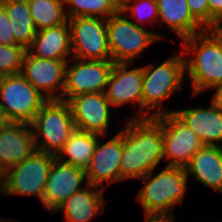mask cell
Returning a JSON list of instances; mask_svg holds the SVG:
<instances>
[{
	"label": "cell",
	"instance_id": "1",
	"mask_svg": "<svg viewBox=\"0 0 222 222\" xmlns=\"http://www.w3.org/2000/svg\"><path fill=\"white\" fill-rule=\"evenodd\" d=\"M127 120L122 129L120 181L144 177L164 158L162 127L153 118Z\"/></svg>",
	"mask_w": 222,
	"mask_h": 222
},
{
	"label": "cell",
	"instance_id": "2",
	"mask_svg": "<svg viewBox=\"0 0 222 222\" xmlns=\"http://www.w3.org/2000/svg\"><path fill=\"white\" fill-rule=\"evenodd\" d=\"M153 172L140 178L147 182L139 190L137 201L145 218L174 219L173 208L183 202L187 189L185 168L166 166L152 178Z\"/></svg>",
	"mask_w": 222,
	"mask_h": 222
},
{
	"label": "cell",
	"instance_id": "3",
	"mask_svg": "<svg viewBox=\"0 0 222 222\" xmlns=\"http://www.w3.org/2000/svg\"><path fill=\"white\" fill-rule=\"evenodd\" d=\"M182 41L185 71L191 80L193 95L222 84V46L219 41L208 30ZM187 54L190 55L188 58L185 57Z\"/></svg>",
	"mask_w": 222,
	"mask_h": 222
},
{
	"label": "cell",
	"instance_id": "4",
	"mask_svg": "<svg viewBox=\"0 0 222 222\" xmlns=\"http://www.w3.org/2000/svg\"><path fill=\"white\" fill-rule=\"evenodd\" d=\"M185 60L182 52L174 54L159 66L143 67L142 119L153 118L170 110H162L165 101L173 92L181 91L184 80ZM152 111V114L150 113Z\"/></svg>",
	"mask_w": 222,
	"mask_h": 222
},
{
	"label": "cell",
	"instance_id": "5",
	"mask_svg": "<svg viewBox=\"0 0 222 222\" xmlns=\"http://www.w3.org/2000/svg\"><path fill=\"white\" fill-rule=\"evenodd\" d=\"M30 126L33 128L35 148L55 156L76 129L70 106L61 99L47 100Z\"/></svg>",
	"mask_w": 222,
	"mask_h": 222
},
{
	"label": "cell",
	"instance_id": "6",
	"mask_svg": "<svg viewBox=\"0 0 222 222\" xmlns=\"http://www.w3.org/2000/svg\"><path fill=\"white\" fill-rule=\"evenodd\" d=\"M122 11L106 19L108 46L114 63H131L141 52L154 42L162 39V35L147 31L143 26H138L122 17Z\"/></svg>",
	"mask_w": 222,
	"mask_h": 222
},
{
	"label": "cell",
	"instance_id": "7",
	"mask_svg": "<svg viewBox=\"0 0 222 222\" xmlns=\"http://www.w3.org/2000/svg\"><path fill=\"white\" fill-rule=\"evenodd\" d=\"M46 101L21 73L1 76L0 106L12 122L30 124Z\"/></svg>",
	"mask_w": 222,
	"mask_h": 222
},
{
	"label": "cell",
	"instance_id": "8",
	"mask_svg": "<svg viewBox=\"0 0 222 222\" xmlns=\"http://www.w3.org/2000/svg\"><path fill=\"white\" fill-rule=\"evenodd\" d=\"M55 155L35 150L20 164L8 169L5 195L37 196L42 202L43 192Z\"/></svg>",
	"mask_w": 222,
	"mask_h": 222
},
{
	"label": "cell",
	"instance_id": "9",
	"mask_svg": "<svg viewBox=\"0 0 222 222\" xmlns=\"http://www.w3.org/2000/svg\"><path fill=\"white\" fill-rule=\"evenodd\" d=\"M72 58L112 60L108 46L106 19L100 17L68 18Z\"/></svg>",
	"mask_w": 222,
	"mask_h": 222
},
{
	"label": "cell",
	"instance_id": "10",
	"mask_svg": "<svg viewBox=\"0 0 222 222\" xmlns=\"http://www.w3.org/2000/svg\"><path fill=\"white\" fill-rule=\"evenodd\" d=\"M163 130V156L170 159L167 166L185 167L203 146L198 136L174 113L153 117Z\"/></svg>",
	"mask_w": 222,
	"mask_h": 222
},
{
	"label": "cell",
	"instance_id": "11",
	"mask_svg": "<svg viewBox=\"0 0 222 222\" xmlns=\"http://www.w3.org/2000/svg\"><path fill=\"white\" fill-rule=\"evenodd\" d=\"M65 67V85L62 100L68 101L83 93L105 92L111 70L112 60H81L76 59Z\"/></svg>",
	"mask_w": 222,
	"mask_h": 222
},
{
	"label": "cell",
	"instance_id": "12",
	"mask_svg": "<svg viewBox=\"0 0 222 222\" xmlns=\"http://www.w3.org/2000/svg\"><path fill=\"white\" fill-rule=\"evenodd\" d=\"M73 60L42 59L26 51L21 74L47 100H62L66 63Z\"/></svg>",
	"mask_w": 222,
	"mask_h": 222
},
{
	"label": "cell",
	"instance_id": "13",
	"mask_svg": "<svg viewBox=\"0 0 222 222\" xmlns=\"http://www.w3.org/2000/svg\"><path fill=\"white\" fill-rule=\"evenodd\" d=\"M75 128L105 137L109 128L110 106L105 92L83 93L68 101Z\"/></svg>",
	"mask_w": 222,
	"mask_h": 222
},
{
	"label": "cell",
	"instance_id": "14",
	"mask_svg": "<svg viewBox=\"0 0 222 222\" xmlns=\"http://www.w3.org/2000/svg\"><path fill=\"white\" fill-rule=\"evenodd\" d=\"M87 179L84 169L54 159L42 197L44 208L55 213L56 209L75 192L83 189L81 183Z\"/></svg>",
	"mask_w": 222,
	"mask_h": 222
},
{
	"label": "cell",
	"instance_id": "15",
	"mask_svg": "<svg viewBox=\"0 0 222 222\" xmlns=\"http://www.w3.org/2000/svg\"><path fill=\"white\" fill-rule=\"evenodd\" d=\"M98 138L95 151L86 168V183L102 187L120 181V162L123 150L122 130L101 144ZM103 182V183H102Z\"/></svg>",
	"mask_w": 222,
	"mask_h": 222
},
{
	"label": "cell",
	"instance_id": "16",
	"mask_svg": "<svg viewBox=\"0 0 222 222\" xmlns=\"http://www.w3.org/2000/svg\"><path fill=\"white\" fill-rule=\"evenodd\" d=\"M131 63H114L107 87L106 97L111 106L138 102L140 109L133 119H142L143 67L128 69Z\"/></svg>",
	"mask_w": 222,
	"mask_h": 222
},
{
	"label": "cell",
	"instance_id": "17",
	"mask_svg": "<svg viewBox=\"0 0 222 222\" xmlns=\"http://www.w3.org/2000/svg\"><path fill=\"white\" fill-rule=\"evenodd\" d=\"M187 127L199 138L203 145L218 146L222 143V111L212 104L207 107L173 110Z\"/></svg>",
	"mask_w": 222,
	"mask_h": 222
},
{
	"label": "cell",
	"instance_id": "18",
	"mask_svg": "<svg viewBox=\"0 0 222 222\" xmlns=\"http://www.w3.org/2000/svg\"><path fill=\"white\" fill-rule=\"evenodd\" d=\"M30 124L12 122L0 131V161L7 169L20 164L35 150Z\"/></svg>",
	"mask_w": 222,
	"mask_h": 222
},
{
	"label": "cell",
	"instance_id": "19",
	"mask_svg": "<svg viewBox=\"0 0 222 222\" xmlns=\"http://www.w3.org/2000/svg\"><path fill=\"white\" fill-rule=\"evenodd\" d=\"M26 51L33 56L51 60H69L72 55L68 21L36 33Z\"/></svg>",
	"mask_w": 222,
	"mask_h": 222
},
{
	"label": "cell",
	"instance_id": "20",
	"mask_svg": "<svg viewBox=\"0 0 222 222\" xmlns=\"http://www.w3.org/2000/svg\"><path fill=\"white\" fill-rule=\"evenodd\" d=\"M202 185L222 191V146L203 145L184 167Z\"/></svg>",
	"mask_w": 222,
	"mask_h": 222
},
{
	"label": "cell",
	"instance_id": "21",
	"mask_svg": "<svg viewBox=\"0 0 222 222\" xmlns=\"http://www.w3.org/2000/svg\"><path fill=\"white\" fill-rule=\"evenodd\" d=\"M85 184L83 189L75 192L56 209L55 212L63 211L64 222H90L101 213L106 203L104 189Z\"/></svg>",
	"mask_w": 222,
	"mask_h": 222
},
{
	"label": "cell",
	"instance_id": "22",
	"mask_svg": "<svg viewBox=\"0 0 222 222\" xmlns=\"http://www.w3.org/2000/svg\"><path fill=\"white\" fill-rule=\"evenodd\" d=\"M158 21L182 40L207 30L191 13L186 0H156Z\"/></svg>",
	"mask_w": 222,
	"mask_h": 222
},
{
	"label": "cell",
	"instance_id": "23",
	"mask_svg": "<svg viewBox=\"0 0 222 222\" xmlns=\"http://www.w3.org/2000/svg\"><path fill=\"white\" fill-rule=\"evenodd\" d=\"M101 135L75 129L56 158L64 163L86 170ZM67 156V160L65 157Z\"/></svg>",
	"mask_w": 222,
	"mask_h": 222
},
{
	"label": "cell",
	"instance_id": "24",
	"mask_svg": "<svg viewBox=\"0 0 222 222\" xmlns=\"http://www.w3.org/2000/svg\"><path fill=\"white\" fill-rule=\"evenodd\" d=\"M0 4L8 14L15 45L27 49L37 33L27 0H0Z\"/></svg>",
	"mask_w": 222,
	"mask_h": 222
},
{
	"label": "cell",
	"instance_id": "25",
	"mask_svg": "<svg viewBox=\"0 0 222 222\" xmlns=\"http://www.w3.org/2000/svg\"><path fill=\"white\" fill-rule=\"evenodd\" d=\"M36 31L68 21L64 0H27Z\"/></svg>",
	"mask_w": 222,
	"mask_h": 222
},
{
	"label": "cell",
	"instance_id": "26",
	"mask_svg": "<svg viewBox=\"0 0 222 222\" xmlns=\"http://www.w3.org/2000/svg\"><path fill=\"white\" fill-rule=\"evenodd\" d=\"M67 18L100 17L108 19L120 10L117 0H64Z\"/></svg>",
	"mask_w": 222,
	"mask_h": 222
},
{
	"label": "cell",
	"instance_id": "27",
	"mask_svg": "<svg viewBox=\"0 0 222 222\" xmlns=\"http://www.w3.org/2000/svg\"><path fill=\"white\" fill-rule=\"evenodd\" d=\"M131 2L132 4H130ZM120 11H122L123 14L130 11L131 13L129 16L133 19L135 18L136 21L133 23L138 26L145 24L144 22H146V19L151 22L152 20H158V7L156 0H124L120 4Z\"/></svg>",
	"mask_w": 222,
	"mask_h": 222
},
{
	"label": "cell",
	"instance_id": "28",
	"mask_svg": "<svg viewBox=\"0 0 222 222\" xmlns=\"http://www.w3.org/2000/svg\"><path fill=\"white\" fill-rule=\"evenodd\" d=\"M25 52L21 45L0 44V76L21 73Z\"/></svg>",
	"mask_w": 222,
	"mask_h": 222
},
{
	"label": "cell",
	"instance_id": "29",
	"mask_svg": "<svg viewBox=\"0 0 222 222\" xmlns=\"http://www.w3.org/2000/svg\"><path fill=\"white\" fill-rule=\"evenodd\" d=\"M192 15L206 28H209V5L207 0H186Z\"/></svg>",
	"mask_w": 222,
	"mask_h": 222
},
{
	"label": "cell",
	"instance_id": "30",
	"mask_svg": "<svg viewBox=\"0 0 222 222\" xmlns=\"http://www.w3.org/2000/svg\"><path fill=\"white\" fill-rule=\"evenodd\" d=\"M0 44L15 45L11 23L8 20L6 9L0 4Z\"/></svg>",
	"mask_w": 222,
	"mask_h": 222
},
{
	"label": "cell",
	"instance_id": "31",
	"mask_svg": "<svg viewBox=\"0 0 222 222\" xmlns=\"http://www.w3.org/2000/svg\"><path fill=\"white\" fill-rule=\"evenodd\" d=\"M209 5V28L222 22V0H207Z\"/></svg>",
	"mask_w": 222,
	"mask_h": 222
},
{
	"label": "cell",
	"instance_id": "32",
	"mask_svg": "<svg viewBox=\"0 0 222 222\" xmlns=\"http://www.w3.org/2000/svg\"><path fill=\"white\" fill-rule=\"evenodd\" d=\"M212 88L216 90L212 99V105L222 111V84Z\"/></svg>",
	"mask_w": 222,
	"mask_h": 222
},
{
	"label": "cell",
	"instance_id": "33",
	"mask_svg": "<svg viewBox=\"0 0 222 222\" xmlns=\"http://www.w3.org/2000/svg\"><path fill=\"white\" fill-rule=\"evenodd\" d=\"M8 179V169L7 167L1 163L0 161V194H3Z\"/></svg>",
	"mask_w": 222,
	"mask_h": 222
},
{
	"label": "cell",
	"instance_id": "34",
	"mask_svg": "<svg viewBox=\"0 0 222 222\" xmlns=\"http://www.w3.org/2000/svg\"><path fill=\"white\" fill-rule=\"evenodd\" d=\"M220 43L222 46V25L217 24L216 26H213L211 28L207 29Z\"/></svg>",
	"mask_w": 222,
	"mask_h": 222
},
{
	"label": "cell",
	"instance_id": "35",
	"mask_svg": "<svg viewBox=\"0 0 222 222\" xmlns=\"http://www.w3.org/2000/svg\"><path fill=\"white\" fill-rule=\"evenodd\" d=\"M12 123L11 119L8 117L7 113L0 106V131Z\"/></svg>",
	"mask_w": 222,
	"mask_h": 222
},
{
	"label": "cell",
	"instance_id": "36",
	"mask_svg": "<svg viewBox=\"0 0 222 222\" xmlns=\"http://www.w3.org/2000/svg\"><path fill=\"white\" fill-rule=\"evenodd\" d=\"M145 222H166V219L145 218Z\"/></svg>",
	"mask_w": 222,
	"mask_h": 222
},
{
	"label": "cell",
	"instance_id": "37",
	"mask_svg": "<svg viewBox=\"0 0 222 222\" xmlns=\"http://www.w3.org/2000/svg\"><path fill=\"white\" fill-rule=\"evenodd\" d=\"M166 222H176L175 219H166Z\"/></svg>",
	"mask_w": 222,
	"mask_h": 222
},
{
	"label": "cell",
	"instance_id": "38",
	"mask_svg": "<svg viewBox=\"0 0 222 222\" xmlns=\"http://www.w3.org/2000/svg\"><path fill=\"white\" fill-rule=\"evenodd\" d=\"M119 4H121L124 0H117Z\"/></svg>",
	"mask_w": 222,
	"mask_h": 222
}]
</instances>
